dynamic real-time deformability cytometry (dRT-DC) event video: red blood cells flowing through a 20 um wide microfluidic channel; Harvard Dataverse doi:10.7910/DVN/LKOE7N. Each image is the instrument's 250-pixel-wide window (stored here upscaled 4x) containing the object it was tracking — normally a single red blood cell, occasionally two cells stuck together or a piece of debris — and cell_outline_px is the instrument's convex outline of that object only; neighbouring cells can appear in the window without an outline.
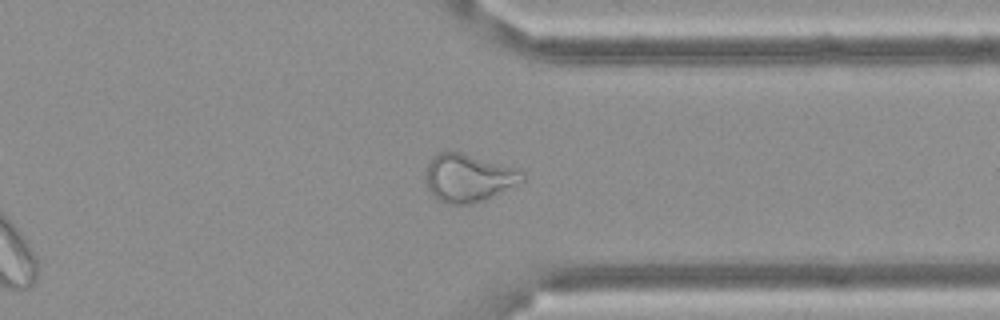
{"species": "Egyptian fruit bat (a non-hibernating species)", "species_latin": "Rousettus aegyptiacus", "temperature_condition": "cold", "stored_images_in_passage": 36, "camera_frame_rate_fps": 3000, "um_per_image_px": 0.085, "frame": {"image": 1, "passage_image": 31, "time_ms": 10.0, "image_size_px": [1000, 320], "cell_outline_px": [[524, 180], [484, 200], [468, 204], [444, 204], [432, 196], [428, 188], [428, 164], [440, 152], [448, 148], [520, 168], [524, 172]], "centroid_in_image_um": [39.85, 15.09], "position_along_channel_um": 371.6, "area_um2": 27.05}, "authors_computed_cell_mechanics": {"area_um2": 23.987, "velocity_mm_per_s": 3.5238, "shape_relaxation_time_tau1_ms": null, "shape_relaxation_time_tau2_ms": 2.1702, "deformation_change_tau1": null, "deformation_change_tau2": 0.1086}}